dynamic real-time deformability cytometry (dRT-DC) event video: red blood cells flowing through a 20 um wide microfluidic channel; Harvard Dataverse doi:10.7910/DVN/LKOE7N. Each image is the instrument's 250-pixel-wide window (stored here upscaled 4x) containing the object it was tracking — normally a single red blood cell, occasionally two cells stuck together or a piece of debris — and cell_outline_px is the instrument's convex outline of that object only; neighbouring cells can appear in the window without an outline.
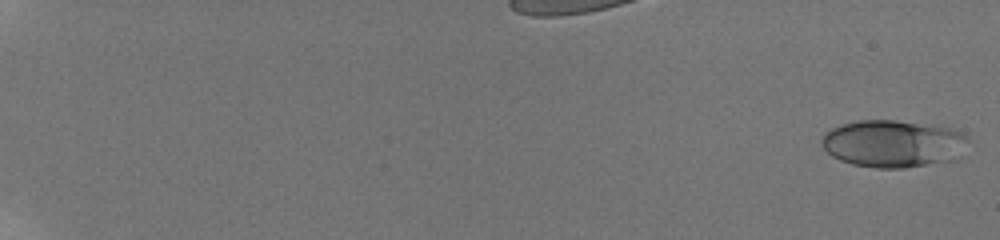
{"species": "human", "species_latin": "Homo sapiens", "temperature_condition": "room temperature", "stored_images_in_passage": 22, "camera_frame_rate_fps": 3000, "um_per_image_px": 0.085, "donor": {"sex": "male"}, "frame": {"image": 1, "passage_image": 1, "time_ms": 0.0, "image_size_px": [1000, 240], "cell_outline_px": [[968, 140], [960, 156], [956, 160], [904, 168], [876, 168], [852, 164], [840, 160], [832, 156], [824, 148], [820, 140], [824, 132], [840, 124], [856, 120], [896, 120], [932, 124], [952, 128], [968, 136]], "centroid_in_image_um": [75.93, 12.2], "position_along_channel_um": 9.1, "area_um2": 40.92}}
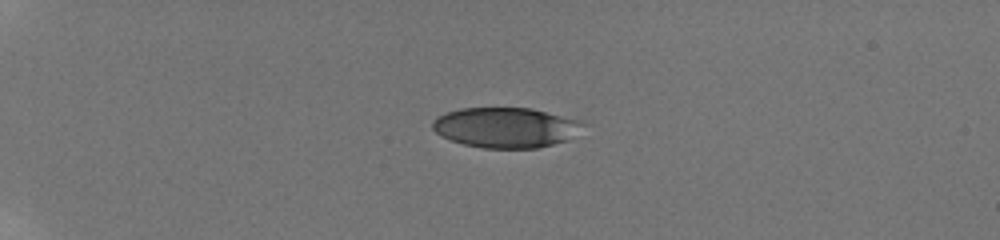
{"frame": {"image": 2, "passage_image": 15, "time_ms": 5.333, "image_size_px": [1000, 240], "cell_outline_px": [[584, 124], [568, 140], [536, 148], [484, 148], [464, 144], [440, 136], [432, 128], [432, 120], [436, 116], [460, 108], [532, 108], [584, 120]], "centroid_in_image_um": [42.98, 10.83], "position_along_channel_um": 42.0, "area_um2": 35.32}}